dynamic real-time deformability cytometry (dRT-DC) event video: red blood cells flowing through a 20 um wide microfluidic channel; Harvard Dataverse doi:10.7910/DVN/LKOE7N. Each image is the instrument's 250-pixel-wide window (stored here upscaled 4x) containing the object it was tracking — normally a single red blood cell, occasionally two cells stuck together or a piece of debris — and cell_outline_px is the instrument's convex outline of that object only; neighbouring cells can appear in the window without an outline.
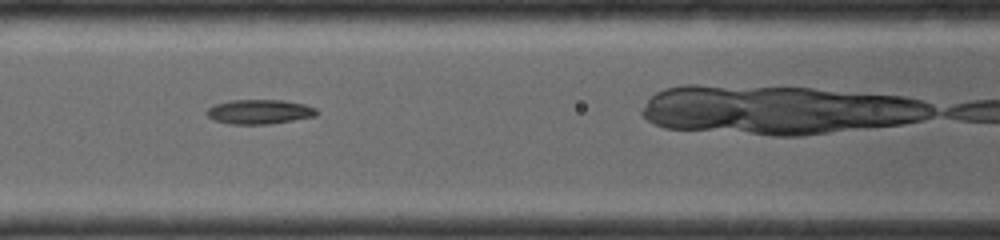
{"species": "common noctule bat (a hibernating species)", "species_latin": "Nyctalus noctula", "temperature_condition": "room temperature", "stored_images_in_passage": 5, "camera_frame_rate_fps": 4000, "um_per_image_px": 0.085, "animal": {"sex": "female", "body_mass_g": 19.0, "forearm_length_mm": 56.7}, "frame": {"image": 1, "passage_image": 4, "time_ms": 2.0, "image_size_px": [1000, 240], "cell_outline_px": [[320, 112], [316, 116], [268, 124], [232, 124], [216, 120], [208, 116], [204, 112], [212, 104], [232, 100], [284, 100], [304, 104], [316, 108]], "centroid_in_image_um": [22.06, 9.49], "position_along_channel_um": 144.5, "area_um2": 15.72}}
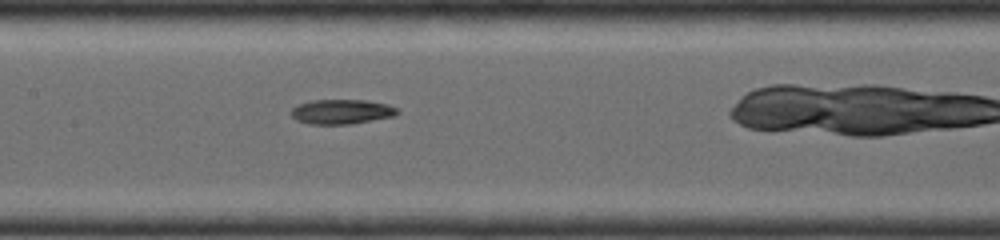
{"frame": {"image": 2, "passage_image": 5, "time_ms": 2.75, "image_size_px": [1000, 240], "cell_outline_px": [[400, 112], [396, 116], [348, 124], [308, 124], [296, 120], [288, 112], [296, 104], [312, 100], [368, 100], [388, 104], [396, 108]], "centroid_in_image_um": [29.01, 9.49], "position_along_channel_um": 178.4, "area_um2": 15.49}}